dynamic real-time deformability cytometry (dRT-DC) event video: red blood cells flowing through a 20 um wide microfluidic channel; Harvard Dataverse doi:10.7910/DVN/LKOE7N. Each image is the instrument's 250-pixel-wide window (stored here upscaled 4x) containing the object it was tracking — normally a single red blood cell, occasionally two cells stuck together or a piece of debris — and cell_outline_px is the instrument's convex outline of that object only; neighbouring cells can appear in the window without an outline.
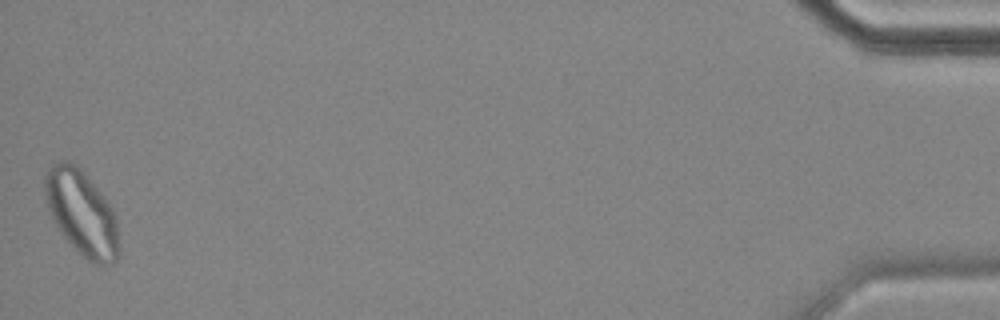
{"species": "common noctule bat (a hibernating species)", "species_latin": "Nyctalus noctula", "temperature_condition": "cold", "stored_images_in_passage": 57, "camera_frame_rate_fps": 3000, "um_per_image_px": 0.085, "animal": {"sex": "female", "body_mass_g": 18.4}, "frame": {"image": 1, "passage_image": 57, "time_ms": 18.667, "image_size_px": [1000, 320], "cell_outline_px": [[120, 256], [112, 264], [104, 268], [92, 264], [60, 232], [52, 220], [44, 196], [44, 176], [52, 164], [60, 160], [68, 160], [76, 164], [84, 172], [104, 196], [112, 208], [116, 220], [120, 248]], "centroid_in_image_um": [6.96, 18.12], "position_along_channel_um": 428.2, "area_um2": 37.17}}